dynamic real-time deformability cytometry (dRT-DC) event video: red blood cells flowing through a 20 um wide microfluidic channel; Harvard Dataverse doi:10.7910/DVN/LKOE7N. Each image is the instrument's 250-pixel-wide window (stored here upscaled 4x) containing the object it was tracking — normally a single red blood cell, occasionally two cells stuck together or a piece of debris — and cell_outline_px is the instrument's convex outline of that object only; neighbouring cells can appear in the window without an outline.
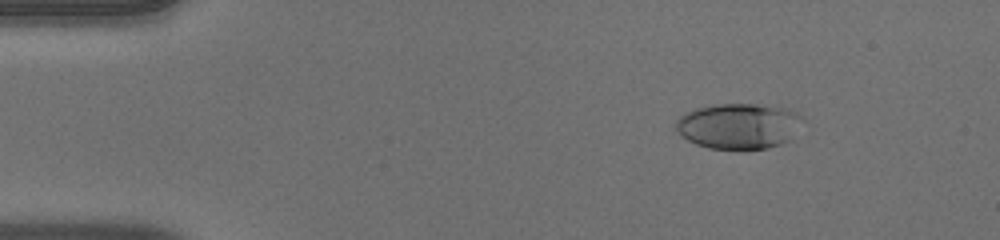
{"species": "human", "species_latin": "Homo sapiens", "temperature_condition": "warm", "stored_images_in_passage": 46, "camera_frame_rate_fps": 3000, "um_per_image_px": 0.085, "donor": {"sex": "male"}, "frame": {"image": 1, "passage_image": 2, "time_ms": 0.333, "image_size_px": [1000, 240], "cell_outline_px": [[800, 116], [788, 140], [780, 144], [768, 148], [708, 148], [696, 144], [688, 140], [676, 128], [676, 120], [680, 116], [696, 108], [716, 104], [756, 104], [784, 108]], "centroid_in_image_um": [62.69, 10.7], "position_along_channel_um": 22.3, "area_um2": 32.48}}
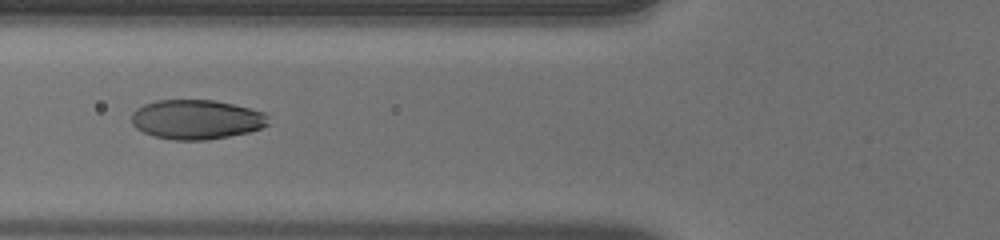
{"frame": {"image": 2, "passage_image": 15, "time_ms": 4.667, "image_size_px": [1000, 240], "cell_outline_px": [[268, 124], [260, 128], [248, 132], [228, 136], [204, 140], [172, 140], [152, 136], [136, 128], [132, 124], [132, 112], [136, 108], [144, 104], [156, 100], [216, 100], [264, 112], [268, 116]], "centroid_in_image_um": [16.66, 10.15], "position_along_channel_um": 109.1, "area_um2": 31.5}}
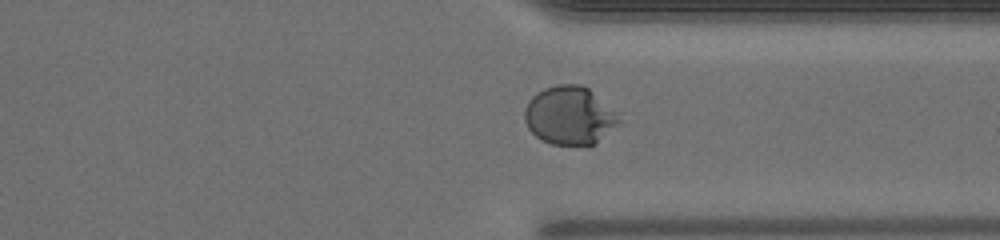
{"frame": {"image": 3, "passage_image": 34, "time_ms": 11.0, "image_size_px": [1000, 240], "cell_outline_px": [[620, 124], [596, 144], [552, 144], [540, 140], [528, 128], [524, 120], [524, 108], [528, 100], [536, 92], [544, 88], [556, 84], [580, 84], [588, 88], [620, 120]], "centroid_in_image_um": [48.34, 9.82], "position_along_channel_um": 363.1, "area_um2": 31.73}, "authors_computed_cell_mechanics": {"area_um2": 32.0212, "velocity_mm_per_s": 4.0137, "shape_relaxation_time_tau1_ms": 6.6468, "shape_relaxation_time_tau2_ms": null, "deformation_change_tau1": 0.2878, "deformation_change_tau2": null}}